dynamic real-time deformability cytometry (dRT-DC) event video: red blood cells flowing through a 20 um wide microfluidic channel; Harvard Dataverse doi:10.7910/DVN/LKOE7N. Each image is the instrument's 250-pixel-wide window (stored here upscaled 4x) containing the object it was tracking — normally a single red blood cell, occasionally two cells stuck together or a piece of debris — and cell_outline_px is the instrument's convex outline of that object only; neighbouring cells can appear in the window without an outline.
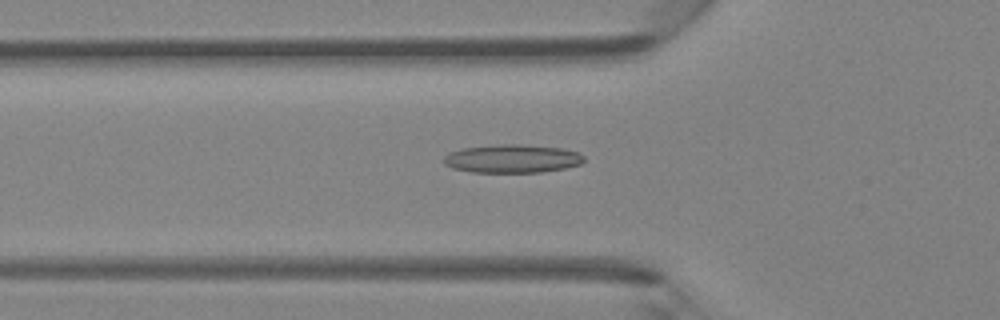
{"species": "Egyptian fruit bat (a non-hibernating species)", "species_latin": "Rousettus aegyptiacus", "temperature_condition": "room temperature", "stored_images_in_passage": 45, "camera_frame_rate_fps": 3000, "um_per_image_px": 0.085, "animal": {"sex": "female"}, "frame": {"image": 1, "passage_image": 15, "time_ms": 4.667, "image_size_px": [1000, 320], "cell_outline_px": [[584, 160], [580, 164], [564, 168], [544, 172], [472, 172], [452, 168], [444, 164], [444, 156], [448, 152], [460, 148], [500, 144], [516, 144], [564, 148], [576, 152], [584, 156]], "centroid_in_image_um": [43.5, 13.48], "position_along_channel_um": 82.3, "area_um2": 23.24}}
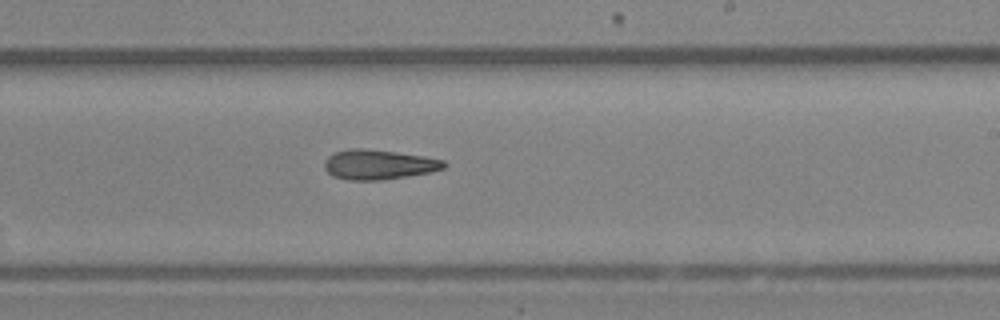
{"frame": {"image": 2, "passage_image": 27, "time_ms": 8.667, "image_size_px": [1000, 320], "cell_outline_px": [[448, 164], [444, 168], [432, 172], [408, 176], [380, 180], [348, 180], [332, 176], [324, 168], [324, 160], [328, 156], [336, 152], [348, 148], [360, 148], [396, 152], [424, 156], [444, 160]], "centroid_in_image_um": [32.18, 13.99], "position_along_channel_um": 256.8, "area_um2": 20.87}}
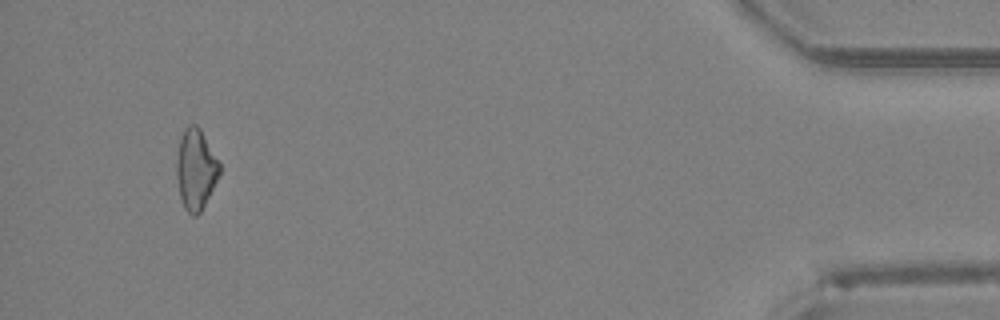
{"frame": {"image": 3, "passage_image": 43, "time_ms": 14.0, "image_size_px": [1000, 320], "cell_outline_px": [[220, 172], [200, 212], [196, 216], [192, 216], [184, 208], [180, 196], [176, 176], [176, 160], [180, 136], [184, 128], [188, 124], [196, 124], [200, 128], [220, 164]], "centroid_in_image_um": [16.61, 14.36], "position_along_channel_um": 418.6, "area_um2": 20.0}, "authors_computed_cell_mechanics": {"area_um2": 20.8658, "velocity_mm_per_s": 4.3745, "shape_relaxation_time_tau1_ms": 6.6352, "shape_relaxation_time_tau2_ms": 5.0711, "deformation_change_tau1": 0.1705, "deformation_change_tau2": 0.1901}}